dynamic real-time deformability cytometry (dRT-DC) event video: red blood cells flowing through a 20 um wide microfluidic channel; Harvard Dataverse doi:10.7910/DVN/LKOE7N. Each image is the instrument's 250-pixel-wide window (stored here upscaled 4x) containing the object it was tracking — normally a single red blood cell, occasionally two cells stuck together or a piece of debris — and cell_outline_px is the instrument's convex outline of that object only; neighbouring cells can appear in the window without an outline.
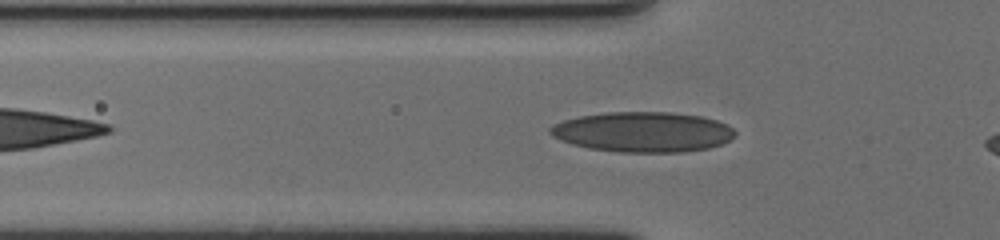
{"species": "human", "species_latin": "Homo sapiens", "temperature_condition": "cold", "stored_images_in_passage": 35, "camera_frame_rate_fps": 3000, "um_per_image_px": 0.085, "donor": {"sex": "female"}, "frame": {"image": 1, "passage_image": 2, "time_ms": 0.333, "image_size_px": [1000, 240], "cell_outline_px": [[736, 136], [732, 140], [724, 144], [708, 148], [684, 152], [620, 152], [588, 148], [572, 144], [560, 140], [552, 136], [548, 132], [548, 128], [552, 124], [564, 120], [580, 116], [608, 112], [668, 112], [700, 116], [716, 120], [728, 124], [736, 132]], "centroid_in_image_um": [54.66, 11.22], "position_along_channel_um": 71.1, "area_um2": 43.64}}
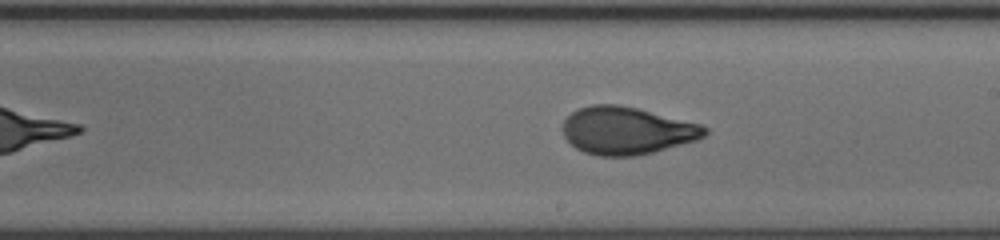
{"frame": {"image": 2, "passage_image": 16, "time_ms": 5.0, "image_size_px": [1000, 240], "cell_outline_px": [[708, 132], [704, 136], [696, 140], [652, 152], [636, 156], [596, 156], [584, 152], [576, 148], [564, 136], [564, 120], [576, 108], [592, 104], [620, 104], [700, 124], [708, 128]], "centroid_in_image_um": [53.25, 11.1], "position_along_channel_um": 235.7, "area_um2": 39.13}}
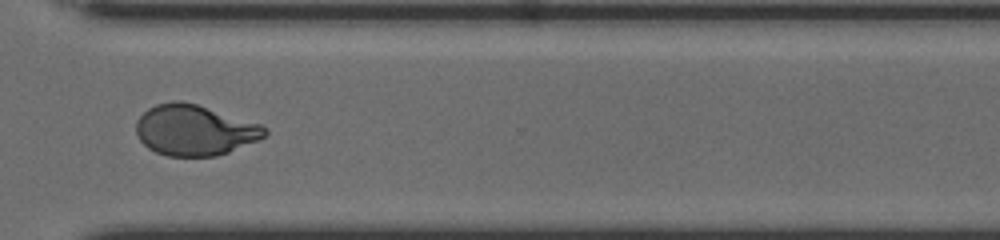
{"frame": {"image": 3, "passage_image": 26, "time_ms": 8.333, "image_size_px": [1000, 240], "cell_outline_px": [[268, 132], [264, 136], [256, 140], [228, 152], [216, 156], [168, 156], [156, 152], [148, 148], [140, 140], [136, 132], [136, 120], [148, 108], [156, 104], [172, 100], [180, 100], [196, 104], [260, 124], [268, 128]], "centroid_in_image_um": [16.5, 11.05], "position_along_channel_um": 354.1, "area_um2": 37.74}, "authors_computed_cell_mechanics": {"area_um2": 39.0728, "velocity_mm_per_s": 3.5293, "shape_relaxation_time_tau1_ms": 5.4957, "shape_relaxation_time_tau2_ms": 0.9281, "deformation_change_tau1": 0.2042, "deformation_change_tau2": 0.0587}}